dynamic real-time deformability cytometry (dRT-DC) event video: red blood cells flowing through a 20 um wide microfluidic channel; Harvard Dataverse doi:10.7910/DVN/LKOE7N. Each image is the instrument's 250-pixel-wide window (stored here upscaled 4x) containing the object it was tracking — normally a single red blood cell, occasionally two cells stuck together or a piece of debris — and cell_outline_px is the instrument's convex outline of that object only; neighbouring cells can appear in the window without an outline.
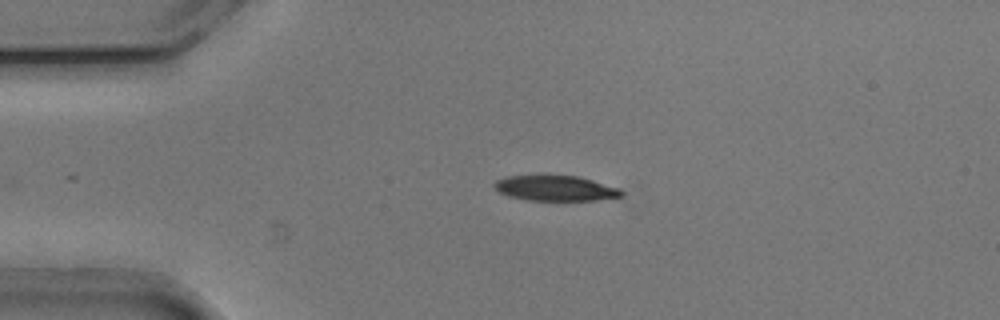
{"species": "common noctule bat (a hibernating species)", "species_latin": "Nyctalus noctula", "temperature_condition": "cold", "stored_images_in_passage": 33, "camera_frame_rate_fps": 3000, "um_per_image_px": 0.085, "animal": {"sex": "male", "body_mass_g": 20.5, "forearm_length_mm": 52.5}, "frame": {"image": 1, "passage_image": 1, "time_ms": 0.0, "image_size_px": [1000, 320], "cell_outline_px": [[624, 196], [596, 200], [528, 200], [508, 196], [500, 192], [492, 184], [496, 180], [504, 176], [540, 172], [580, 176], [620, 188], [624, 192]], "centroid_in_image_um": [47.18, 15.94], "position_along_channel_um": 37.8, "area_um2": 19.83}}
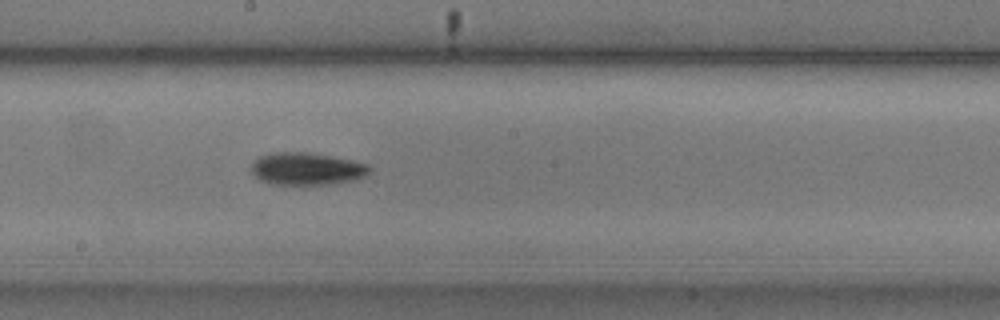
{"frame": {"image": 2, "passage_image": 18, "time_ms": 5.667, "image_size_px": [1000, 320], "cell_outline_px": [[372, 168], [364, 176], [356, 180], [332, 184], [272, 184], [260, 180], [252, 172], [252, 164], [260, 156], [272, 152], [308, 152], [352, 160], [368, 164]], "centroid_in_image_um": [26.1, 14.34], "position_along_channel_um": 222.1, "area_um2": 22.25}}
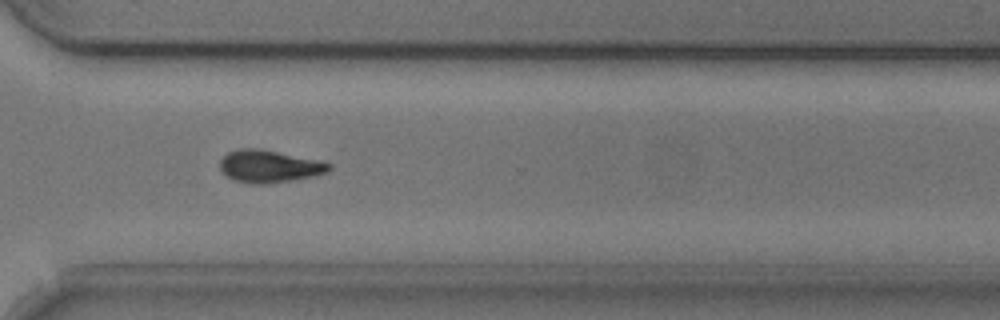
{"frame": {"image": 3, "passage_image": 28, "time_ms": 9.0, "image_size_px": [1000, 320], "cell_outline_px": [[332, 168], [328, 172], [316, 176], [264, 184], [256, 184], [232, 180], [220, 168], [220, 160], [228, 152], [240, 148], [260, 148], [316, 160], [332, 164]], "centroid_in_image_um": [22.89, 14.13], "position_along_channel_um": 347.7, "area_um2": 20.46}, "authors_computed_cell_mechanics": {"area_um2": 21.4438, "velocity_mm_per_s": 3.7858, "shape_relaxation_time_tau1_ms": 2.182, "shape_relaxation_time_tau2_ms": 8.328, "deformation_change_tau1": 0.1101, "deformation_change_tau2": 0.1521}}